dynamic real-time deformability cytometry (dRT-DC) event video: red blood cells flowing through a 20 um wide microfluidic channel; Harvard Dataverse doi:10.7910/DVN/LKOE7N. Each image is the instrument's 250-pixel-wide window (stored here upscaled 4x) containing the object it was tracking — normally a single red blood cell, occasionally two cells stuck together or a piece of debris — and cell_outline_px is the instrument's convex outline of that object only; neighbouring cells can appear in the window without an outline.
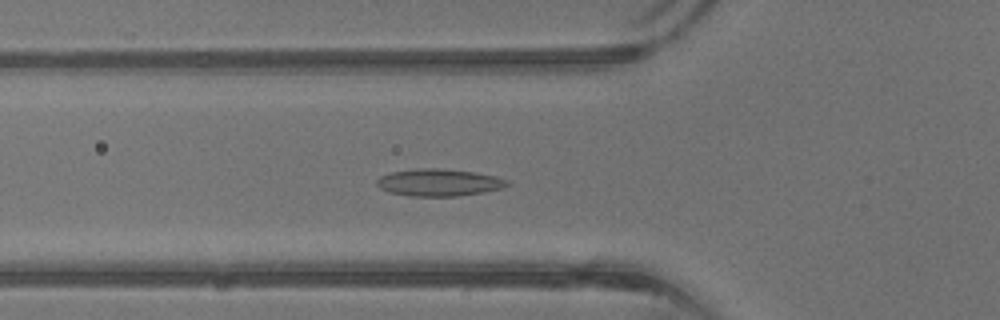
{"species": "common noctule bat (a hibernating species)", "species_latin": "Nyctalus noctula", "temperature_condition": "warm", "stored_images_in_passage": 42, "camera_frame_rate_fps": 3000, "um_per_image_px": 0.085, "animal": {"sex": "male", "body_mass_g": 13.3}, "frame": {"image": 1, "passage_image": 15, "time_ms": 4.667, "image_size_px": [1000, 320], "cell_outline_px": [[512, 184], [504, 188], [484, 192], [456, 196], [408, 196], [388, 192], [380, 188], [376, 184], [376, 180], [380, 176], [392, 172], [420, 168], [436, 168], [476, 172], [496, 176], [508, 180]], "centroid_in_image_um": [37.34, 15.51], "position_along_channel_um": 88.5, "area_um2": 20.81}}
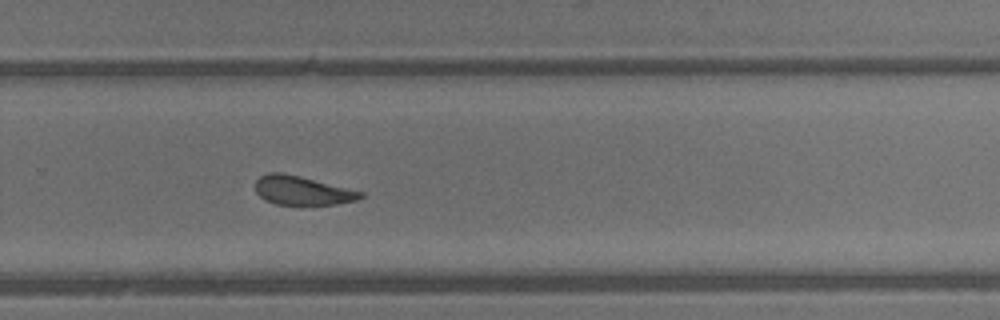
{"frame": {"image": 2, "passage_image": 28, "time_ms": 9.0, "image_size_px": [1000, 320], "cell_outline_px": [[364, 196], [356, 200], [336, 204], [300, 208], [276, 204], [264, 200], [256, 192], [256, 180], [260, 176], [268, 172], [280, 172], [300, 176], [364, 192]], "centroid_in_image_um": [25.68, 16.24], "position_along_channel_um": 304.1, "area_um2": 18.44}}
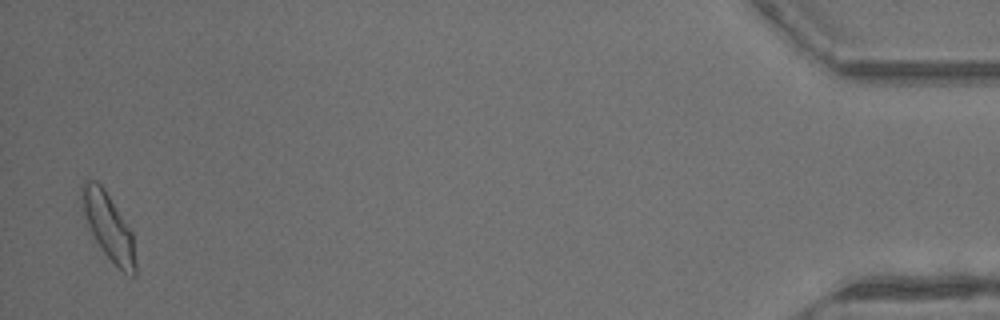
{"frame": {"image": 3, "passage_image": 41, "time_ms": 13.333, "image_size_px": [1000, 320], "cell_outline_px": [[136, 276], [132, 276], [124, 272], [100, 248], [80, 208], [80, 184], [88, 180], [96, 180], [104, 188], [132, 232], [136, 264]], "centroid_in_image_um": [9.18, 19.2], "position_along_channel_um": 426.0, "area_um2": 20.63}, "authors_computed_cell_mechanics": {"area_um2": 19.3919, "velocity_mm_per_s": 4.969, "shape_relaxation_time_tau1_ms": 5.7289, "shape_relaxation_time_tau2_ms": 2.0089, "deformation_change_tau1": 0.1817, "deformation_change_tau2": 0.0862}}